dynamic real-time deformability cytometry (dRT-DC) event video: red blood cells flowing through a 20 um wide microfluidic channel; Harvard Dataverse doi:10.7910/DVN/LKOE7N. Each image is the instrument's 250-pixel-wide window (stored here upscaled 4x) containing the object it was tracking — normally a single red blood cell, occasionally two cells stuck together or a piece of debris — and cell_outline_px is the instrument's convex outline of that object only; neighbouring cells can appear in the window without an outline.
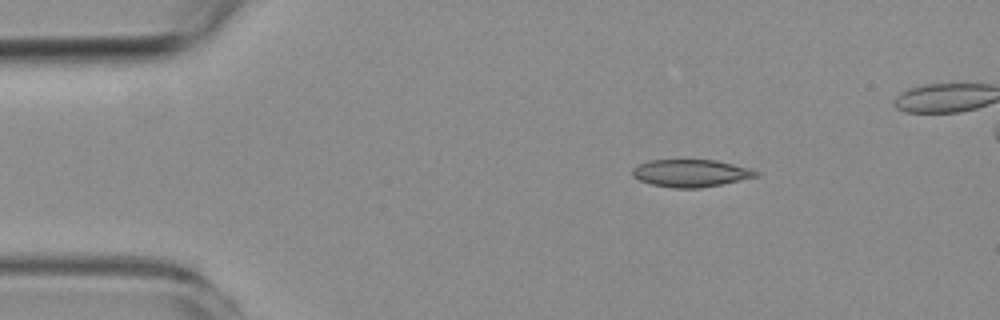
{"species": "common noctule bat (a hibernating species)", "species_latin": "Nyctalus noctula", "temperature_condition": "room temperature", "stored_images_in_passage": 42, "camera_frame_rate_fps": 3000, "um_per_image_px": 0.085, "animal": {"sex": "female", "body_mass_g": 19.3, "forearm_length_mm": 54.1}, "frame": {"image": 1, "passage_image": 1, "time_ms": 0.0, "image_size_px": [1000, 320], "cell_outline_px": [[760, 172], [756, 176], [720, 184], [700, 188], [672, 188], [652, 184], [640, 180], [632, 176], [632, 168], [648, 160], [716, 160], [748, 168]], "centroid_in_image_um": [58.66, 14.71], "position_along_channel_um": 26.3, "area_um2": 19.48}}
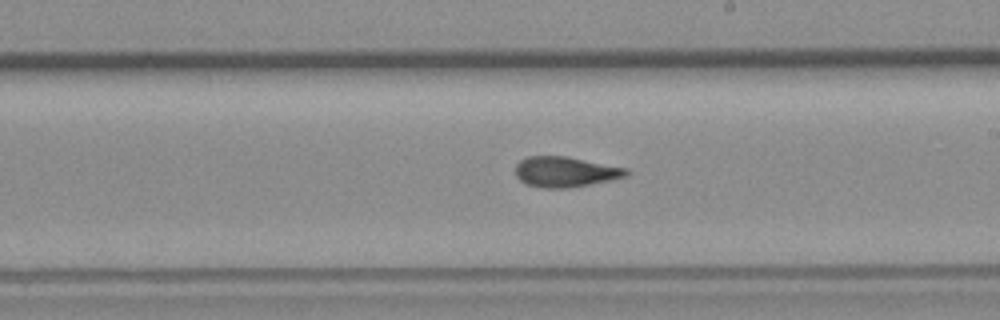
{"frame": {"image": 2, "passage_image": 23, "time_ms": 7.333, "image_size_px": [1000, 320], "cell_outline_px": [[632, 172], [628, 176], [588, 184], [564, 188], [540, 188], [524, 184], [516, 176], [516, 164], [520, 160], [528, 156], [568, 156], [628, 168]], "centroid_in_image_um": [48.05, 14.6], "position_along_channel_um": 240.9, "area_um2": 19.77}}
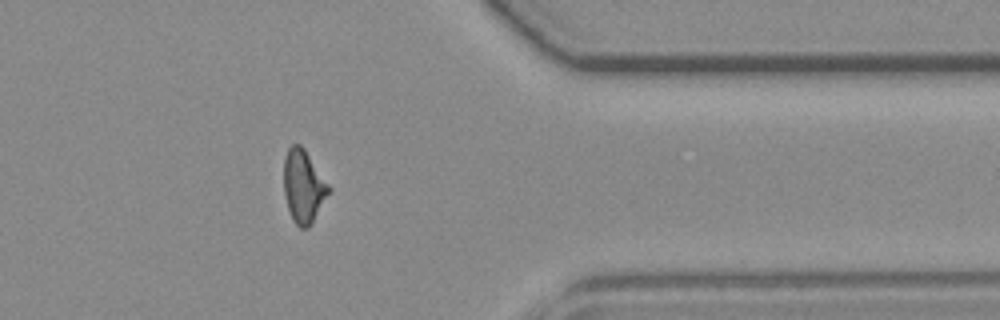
{"frame": {"image": 3, "passage_image": 36, "time_ms": 11.667, "image_size_px": [1000, 320], "cell_outline_px": [[332, 188], [312, 224], [308, 228], [300, 228], [292, 220], [288, 208], [284, 192], [284, 156], [288, 148], [292, 144], [300, 144], [304, 148]], "centroid_in_image_um": [25.8, 15.84], "position_along_channel_um": 385.6, "area_um2": 19.25}}